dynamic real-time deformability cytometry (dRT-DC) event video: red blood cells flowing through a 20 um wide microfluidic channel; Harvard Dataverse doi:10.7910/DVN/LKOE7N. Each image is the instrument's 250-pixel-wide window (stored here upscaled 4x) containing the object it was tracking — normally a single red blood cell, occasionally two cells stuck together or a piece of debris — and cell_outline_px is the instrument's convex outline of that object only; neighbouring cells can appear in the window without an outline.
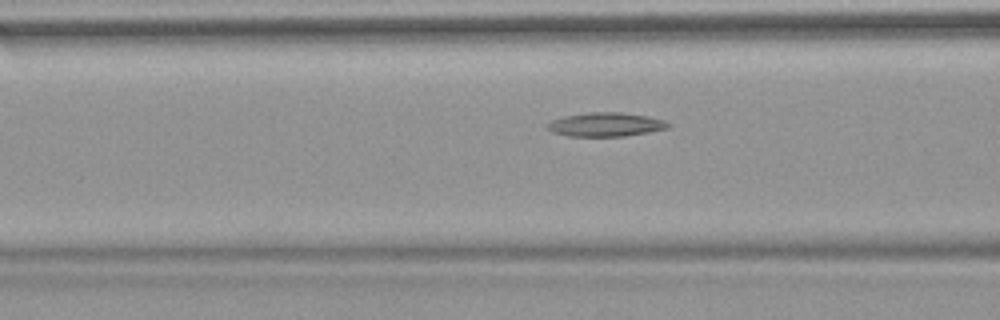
{"species": "common noctule bat (a hibernating species)", "species_latin": "Nyctalus noctula", "temperature_condition": "warm", "stored_images_in_passage": 17, "camera_frame_rate_fps": 3000, "um_per_image_px": 0.085, "animal": {"sex": "female", "body_mass_g": 18.4}, "frame": {"image": 1, "passage_image": 12, "time_ms": 3.667, "image_size_px": [1000, 320], "cell_outline_px": [[672, 124], [668, 128], [648, 132], [624, 136], [568, 136], [552, 132], [544, 128], [544, 124], [552, 120], [564, 116], [588, 112], [620, 112], [648, 116], [664, 120]], "centroid_in_image_um": [51.44, 10.58], "position_along_channel_um": 115.2, "area_um2": 16.99}}